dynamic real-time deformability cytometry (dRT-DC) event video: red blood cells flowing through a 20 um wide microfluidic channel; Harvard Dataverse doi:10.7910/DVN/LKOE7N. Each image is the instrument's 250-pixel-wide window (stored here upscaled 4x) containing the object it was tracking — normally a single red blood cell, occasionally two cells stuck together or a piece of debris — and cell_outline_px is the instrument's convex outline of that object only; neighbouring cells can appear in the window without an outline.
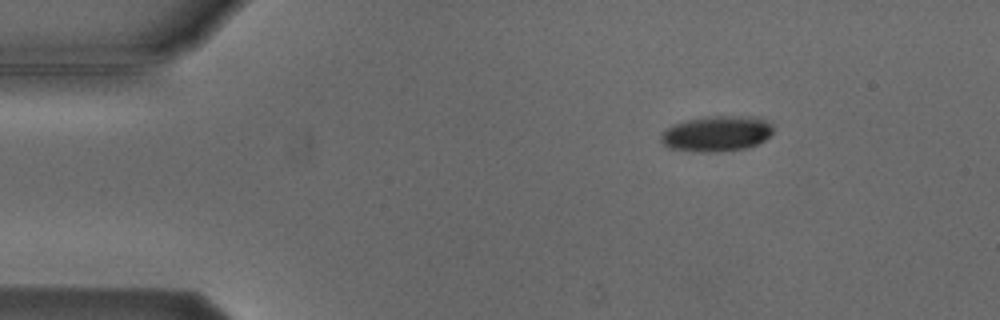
{"species": "Egyptian fruit bat (a non-hibernating species)", "species_latin": "Rousettus aegyptiacus", "temperature_condition": "cold", "stored_images_in_passage": 3, "camera_frame_rate_fps": 3000, "um_per_image_px": 0.085, "animal": {"sex": "male"}, "frame": {"image": 1, "passage_image": 1, "time_ms": 0.0, "image_size_px": [1000, 320], "cell_outline_px": [[772, 132], [764, 140], [748, 148], [716, 152], [692, 152], [672, 148], [664, 144], [660, 140], [660, 136], [672, 124], [688, 120], [708, 116], [748, 116], [764, 120], [772, 124]], "centroid_in_image_um": [60.9, 11.37], "position_along_channel_um": 24.1, "area_um2": 23.12}}
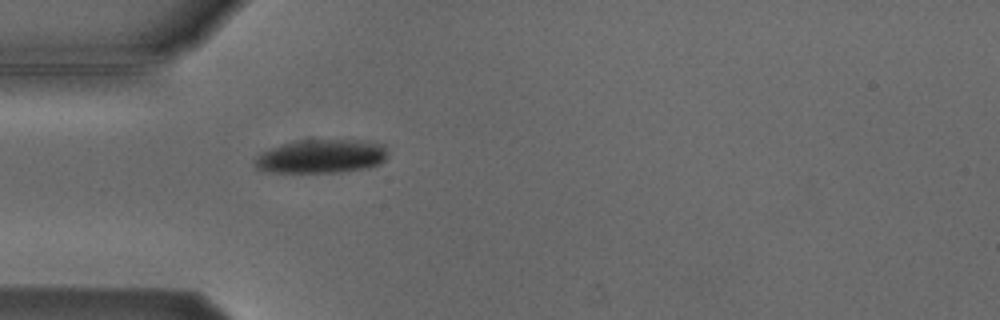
{"frame": {"image": 2, "passage_image": 3, "time_ms": 2.667, "image_size_px": [1000, 320], "cell_outline_px": [[388, 156], [380, 164], [368, 168], [340, 172], [268, 172], [256, 168], [252, 160], [260, 152], [268, 148], [280, 144], [300, 140], [372, 140], [388, 144]], "centroid_in_image_um": [27.35, 13.27], "position_along_channel_um": 57.6, "area_um2": 26.88}}